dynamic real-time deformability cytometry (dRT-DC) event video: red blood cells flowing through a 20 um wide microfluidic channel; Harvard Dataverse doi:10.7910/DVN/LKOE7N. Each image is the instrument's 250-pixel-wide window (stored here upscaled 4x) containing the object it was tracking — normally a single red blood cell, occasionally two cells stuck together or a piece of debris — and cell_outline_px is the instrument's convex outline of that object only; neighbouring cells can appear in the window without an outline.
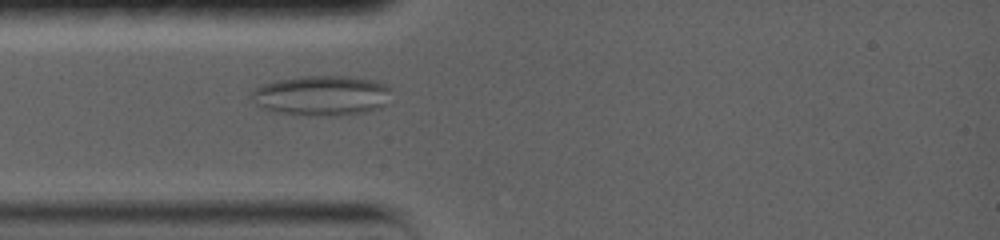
{"species": "common noctule bat (a hibernating species)", "species_latin": "Nyctalus noctula", "temperature_condition": "warm", "stored_images_in_passage": 52, "camera_frame_rate_fps": 5000, "um_per_image_px": 0.085, "animal": {"sex": "female", "body_mass_g": 19.0, "forearm_length_mm": 56.7}, "frame": {"image": 1, "passage_image": 11, "time_ms": 3.6, "image_size_px": [1000, 240], "cell_outline_px": [[388, 88], [376, 104], [372, 108], [352, 112], [288, 112], [268, 108], [264, 104], [256, 92], [256, 88], [264, 84], [276, 80], [300, 76], [348, 76], [372, 80], [384, 84]], "centroid_in_image_um": [27.32, 8.0], "position_along_channel_um": 57.7, "area_um2": 28.61}}
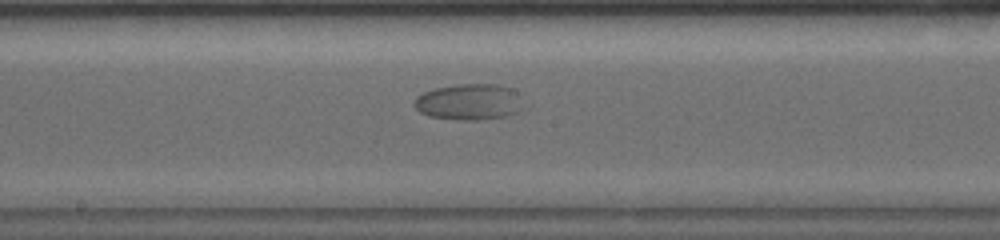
{"frame": {"image": 2, "passage_image": 24, "time_ms": 8.0, "image_size_px": [1000, 240], "cell_outline_px": [[504, 88], [500, 116], [432, 116], [424, 112], [416, 104], [416, 100], [424, 92], [436, 88], [456, 84], [496, 84]], "centroid_in_image_um": [39.34, 8.55], "position_along_channel_um": 208.9, "area_um2": 17.74}}
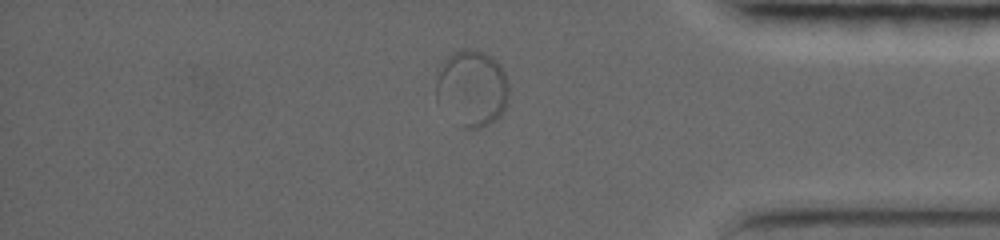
{"frame": {"image": 3, "passage_image": 41, "time_ms": 14.0, "image_size_px": [1000, 240], "cell_outline_px": [[508, 104], [504, 112], [500, 116], [488, 124], [480, 128], [464, 128], [436, 100], [436, 68], [448, 56], [464, 48], [468, 48], [484, 52], [492, 56], [500, 64], [508, 80]], "centroid_in_image_um": [40.13, 7.46], "position_along_channel_um": 395.1, "area_um2": 32.66}}